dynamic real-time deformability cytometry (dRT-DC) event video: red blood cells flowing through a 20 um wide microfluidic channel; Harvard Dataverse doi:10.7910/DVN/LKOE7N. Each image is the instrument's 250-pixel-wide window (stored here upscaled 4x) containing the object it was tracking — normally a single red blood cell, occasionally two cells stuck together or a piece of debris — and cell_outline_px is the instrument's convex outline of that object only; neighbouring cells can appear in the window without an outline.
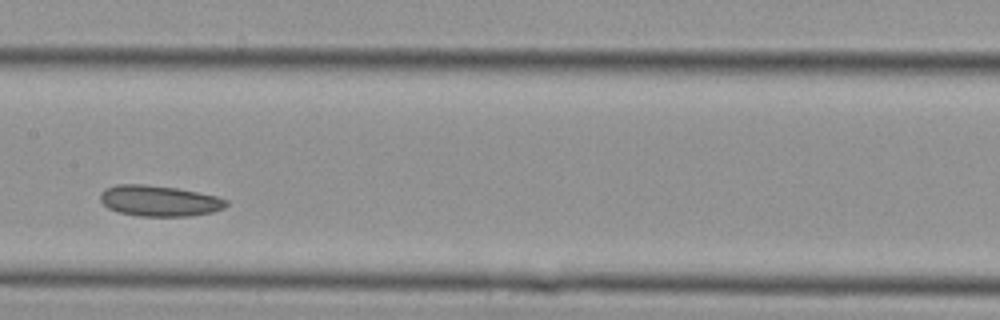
{"species": "Egyptian fruit bat (a non-hibernating species)", "species_latin": "Rousettus aegyptiacus", "temperature_condition": "cold", "stored_images_in_passage": 12, "camera_frame_rate_fps": 3000, "um_per_image_px": 0.085, "animal": {"sex": "female"}, "frame": {"image": 1, "passage_image": 7, "time_ms": 2.0, "image_size_px": [1000, 320], "cell_outline_px": [[228, 204], [224, 208], [212, 212], [188, 216], [140, 216], [116, 212], [108, 208], [100, 200], [100, 192], [104, 188], [116, 184], [144, 184], [176, 188], [216, 196], [228, 200]], "centroid_in_image_um": [13.5, 17.07], "position_along_channel_um": 193.9, "area_um2": 22.72}}
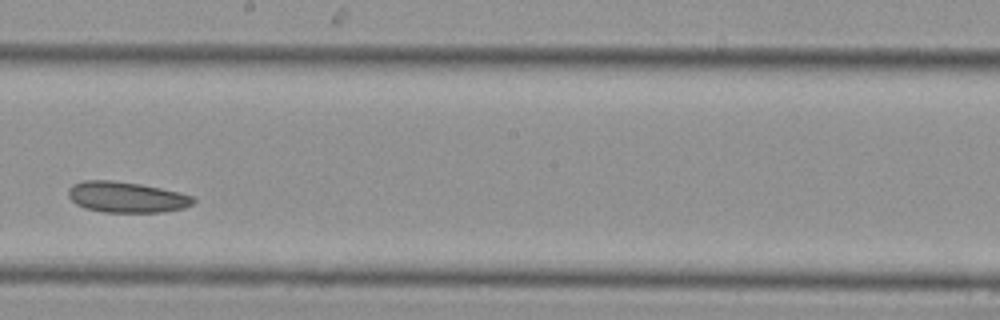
{"frame": {"image": 2, "passage_image": 9, "time_ms": 2.667, "image_size_px": [1000, 320], "cell_outline_px": [[196, 200], [192, 204], [184, 208], [164, 212], [104, 212], [84, 208], [76, 204], [68, 196], [68, 188], [72, 184], [84, 180], [112, 180], [140, 184], [180, 192], [192, 196]], "centroid_in_image_um": [10.74, 16.75], "position_along_channel_um": 237.5, "area_um2": 22.54}}
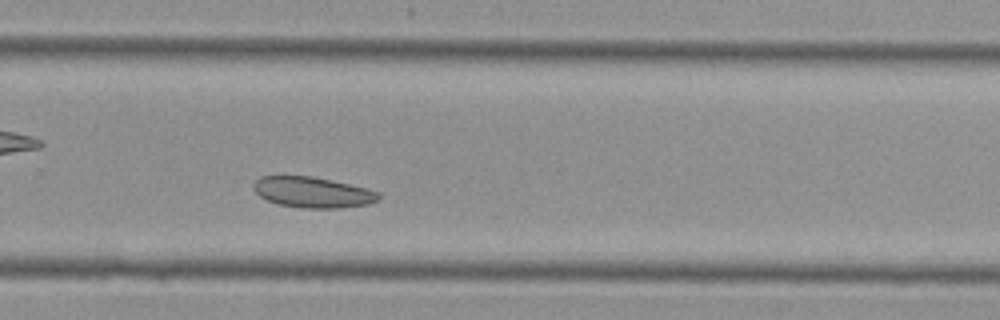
{"frame": {"image": 3, "passage_image": 12, "time_ms": 3.667, "image_size_px": [1000, 320], "cell_outline_px": [[380, 200], [368, 204], [336, 208], [300, 208], [276, 204], [260, 196], [256, 192], [252, 184], [260, 176], [312, 176], [332, 180], [368, 188], [380, 192]], "centroid_in_image_um": [26.6, 16.34], "position_along_channel_um": 303.2, "area_um2": 22.54}}